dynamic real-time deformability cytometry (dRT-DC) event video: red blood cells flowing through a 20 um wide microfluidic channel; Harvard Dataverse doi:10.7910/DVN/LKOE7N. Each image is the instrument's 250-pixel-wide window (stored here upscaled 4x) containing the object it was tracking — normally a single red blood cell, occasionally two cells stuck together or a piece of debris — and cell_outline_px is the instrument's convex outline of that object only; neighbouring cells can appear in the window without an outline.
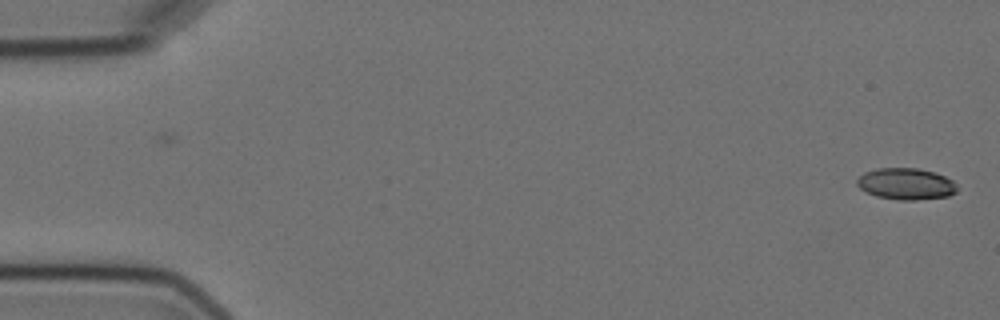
{"species": "Egyptian fruit bat (a non-hibernating species)", "species_latin": "Rousettus aegyptiacus", "temperature_condition": "cold", "stored_images_in_passage": 2, "camera_frame_rate_fps": 3000, "um_per_image_px": 0.085, "animal": {"sex": "female"}, "frame": {"image": 1, "passage_image": 2, "time_ms": 1.333, "image_size_px": [1000, 320], "cell_outline_px": [[956, 192], [948, 196], [916, 200], [900, 200], [876, 196], [860, 188], [856, 184], [856, 180], [864, 172], [876, 168], [916, 168], [936, 172], [952, 180], [956, 184]], "centroid_in_image_um": [77.0, 15.62], "position_along_channel_um": 8.0, "area_um2": 18.38}}